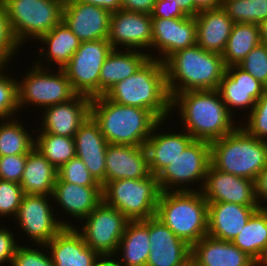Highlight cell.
<instances>
[{
	"instance_id": "obj_1",
	"label": "cell",
	"mask_w": 267,
	"mask_h": 266,
	"mask_svg": "<svg viewBox=\"0 0 267 266\" xmlns=\"http://www.w3.org/2000/svg\"><path fill=\"white\" fill-rule=\"evenodd\" d=\"M175 105L179 106L183 127L194 140L211 143L237 128L218 90L177 93L171 98V111Z\"/></svg>"
},
{
	"instance_id": "obj_2",
	"label": "cell",
	"mask_w": 267,
	"mask_h": 266,
	"mask_svg": "<svg viewBox=\"0 0 267 266\" xmlns=\"http://www.w3.org/2000/svg\"><path fill=\"white\" fill-rule=\"evenodd\" d=\"M164 66L171 98L184 91L217 90L226 72L222 55L198 45L174 52L164 61Z\"/></svg>"
},
{
	"instance_id": "obj_3",
	"label": "cell",
	"mask_w": 267,
	"mask_h": 266,
	"mask_svg": "<svg viewBox=\"0 0 267 266\" xmlns=\"http://www.w3.org/2000/svg\"><path fill=\"white\" fill-rule=\"evenodd\" d=\"M90 115L98 123L108 144L145 145L160 121L150 110L121 105L105 95L91 99Z\"/></svg>"
},
{
	"instance_id": "obj_4",
	"label": "cell",
	"mask_w": 267,
	"mask_h": 266,
	"mask_svg": "<svg viewBox=\"0 0 267 266\" xmlns=\"http://www.w3.org/2000/svg\"><path fill=\"white\" fill-rule=\"evenodd\" d=\"M109 100L152 111L160 120L171 112L164 62L149 58L133 75L116 83L105 94Z\"/></svg>"
},
{
	"instance_id": "obj_5",
	"label": "cell",
	"mask_w": 267,
	"mask_h": 266,
	"mask_svg": "<svg viewBox=\"0 0 267 266\" xmlns=\"http://www.w3.org/2000/svg\"><path fill=\"white\" fill-rule=\"evenodd\" d=\"M210 162L219 171L255 180L267 167V141L250 135L244 126L210 143Z\"/></svg>"
},
{
	"instance_id": "obj_6",
	"label": "cell",
	"mask_w": 267,
	"mask_h": 266,
	"mask_svg": "<svg viewBox=\"0 0 267 266\" xmlns=\"http://www.w3.org/2000/svg\"><path fill=\"white\" fill-rule=\"evenodd\" d=\"M156 217L191 247L208 232V202L201 190L162 191Z\"/></svg>"
},
{
	"instance_id": "obj_7",
	"label": "cell",
	"mask_w": 267,
	"mask_h": 266,
	"mask_svg": "<svg viewBox=\"0 0 267 266\" xmlns=\"http://www.w3.org/2000/svg\"><path fill=\"white\" fill-rule=\"evenodd\" d=\"M161 192L157 176L151 173L142 179L113 180L102 187L103 202L129 221L156 216Z\"/></svg>"
},
{
	"instance_id": "obj_8",
	"label": "cell",
	"mask_w": 267,
	"mask_h": 266,
	"mask_svg": "<svg viewBox=\"0 0 267 266\" xmlns=\"http://www.w3.org/2000/svg\"><path fill=\"white\" fill-rule=\"evenodd\" d=\"M11 32L21 45L31 37L39 39L62 21L64 0H1Z\"/></svg>"
},
{
	"instance_id": "obj_9",
	"label": "cell",
	"mask_w": 267,
	"mask_h": 266,
	"mask_svg": "<svg viewBox=\"0 0 267 266\" xmlns=\"http://www.w3.org/2000/svg\"><path fill=\"white\" fill-rule=\"evenodd\" d=\"M24 79L17 83L19 109L27 103L47 108L70 101L77 95L63 69L58 68V73H47L40 61Z\"/></svg>"
},
{
	"instance_id": "obj_10",
	"label": "cell",
	"mask_w": 267,
	"mask_h": 266,
	"mask_svg": "<svg viewBox=\"0 0 267 266\" xmlns=\"http://www.w3.org/2000/svg\"><path fill=\"white\" fill-rule=\"evenodd\" d=\"M107 39L83 41L63 68L77 94L90 98L99 96L100 70L112 51Z\"/></svg>"
},
{
	"instance_id": "obj_11",
	"label": "cell",
	"mask_w": 267,
	"mask_h": 266,
	"mask_svg": "<svg viewBox=\"0 0 267 266\" xmlns=\"http://www.w3.org/2000/svg\"><path fill=\"white\" fill-rule=\"evenodd\" d=\"M83 220L86 222L78 232L86 245L102 258L113 257L129 220L103 201Z\"/></svg>"
},
{
	"instance_id": "obj_12",
	"label": "cell",
	"mask_w": 267,
	"mask_h": 266,
	"mask_svg": "<svg viewBox=\"0 0 267 266\" xmlns=\"http://www.w3.org/2000/svg\"><path fill=\"white\" fill-rule=\"evenodd\" d=\"M210 162V143L203 140H193L184 151L158 175V183L161 191H169L177 186L182 187L173 189L174 191H198L191 190L186 183L201 180L204 186L206 174ZM173 187V188H172ZM170 188V189H169Z\"/></svg>"
},
{
	"instance_id": "obj_13",
	"label": "cell",
	"mask_w": 267,
	"mask_h": 266,
	"mask_svg": "<svg viewBox=\"0 0 267 266\" xmlns=\"http://www.w3.org/2000/svg\"><path fill=\"white\" fill-rule=\"evenodd\" d=\"M47 198L48 195L24 194L15 216L23 231L40 246L48 243L63 227H72L70 223L55 219Z\"/></svg>"
},
{
	"instance_id": "obj_14",
	"label": "cell",
	"mask_w": 267,
	"mask_h": 266,
	"mask_svg": "<svg viewBox=\"0 0 267 266\" xmlns=\"http://www.w3.org/2000/svg\"><path fill=\"white\" fill-rule=\"evenodd\" d=\"M111 12L76 0H64L62 21L83 41L107 39Z\"/></svg>"
},
{
	"instance_id": "obj_15",
	"label": "cell",
	"mask_w": 267,
	"mask_h": 266,
	"mask_svg": "<svg viewBox=\"0 0 267 266\" xmlns=\"http://www.w3.org/2000/svg\"><path fill=\"white\" fill-rule=\"evenodd\" d=\"M203 190L208 203H235L244 206H260L256 200L254 181L208 167Z\"/></svg>"
},
{
	"instance_id": "obj_16",
	"label": "cell",
	"mask_w": 267,
	"mask_h": 266,
	"mask_svg": "<svg viewBox=\"0 0 267 266\" xmlns=\"http://www.w3.org/2000/svg\"><path fill=\"white\" fill-rule=\"evenodd\" d=\"M107 40L113 49L118 45L128 50L150 48L152 45L151 14L131 12L123 9L113 12L110 18Z\"/></svg>"
},
{
	"instance_id": "obj_17",
	"label": "cell",
	"mask_w": 267,
	"mask_h": 266,
	"mask_svg": "<svg viewBox=\"0 0 267 266\" xmlns=\"http://www.w3.org/2000/svg\"><path fill=\"white\" fill-rule=\"evenodd\" d=\"M197 45V26L195 17L152 18V45L164 55L156 57L164 62L174 52Z\"/></svg>"
},
{
	"instance_id": "obj_18",
	"label": "cell",
	"mask_w": 267,
	"mask_h": 266,
	"mask_svg": "<svg viewBox=\"0 0 267 266\" xmlns=\"http://www.w3.org/2000/svg\"><path fill=\"white\" fill-rule=\"evenodd\" d=\"M149 240L146 266H182L191 259V246L156 216L149 218Z\"/></svg>"
},
{
	"instance_id": "obj_19",
	"label": "cell",
	"mask_w": 267,
	"mask_h": 266,
	"mask_svg": "<svg viewBox=\"0 0 267 266\" xmlns=\"http://www.w3.org/2000/svg\"><path fill=\"white\" fill-rule=\"evenodd\" d=\"M73 138L76 156L84 162L90 174L103 187L105 185V156L108 142L91 115L80 125Z\"/></svg>"
},
{
	"instance_id": "obj_20",
	"label": "cell",
	"mask_w": 267,
	"mask_h": 266,
	"mask_svg": "<svg viewBox=\"0 0 267 266\" xmlns=\"http://www.w3.org/2000/svg\"><path fill=\"white\" fill-rule=\"evenodd\" d=\"M91 99L89 96L77 94L70 101L47 107L43 113L41 131L73 138L90 115Z\"/></svg>"
},
{
	"instance_id": "obj_21",
	"label": "cell",
	"mask_w": 267,
	"mask_h": 266,
	"mask_svg": "<svg viewBox=\"0 0 267 266\" xmlns=\"http://www.w3.org/2000/svg\"><path fill=\"white\" fill-rule=\"evenodd\" d=\"M50 248L54 266H96L102 257L83 240L75 227H63L43 247Z\"/></svg>"
},
{
	"instance_id": "obj_22",
	"label": "cell",
	"mask_w": 267,
	"mask_h": 266,
	"mask_svg": "<svg viewBox=\"0 0 267 266\" xmlns=\"http://www.w3.org/2000/svg\"><path fill=\"white\" fill-rule=\"evenodd\" d=\"M105 184L120 179H142L150 174L145 146L108 144Z\"/></svg>"
},
{
	"instance_id": "obj_23",
	"label": "cell",
	"mask_w": 267,
	"mask_h": 266,
	"mask_svg": "<svg viewBox=\"0 0 267 266\" xmlns=\"http://www.w3.org/2000/svg\"><path fill=\"white\" fill-rule=\"evenodd\" d=\"M266 87L238 65L226 67L218 91L229 112L231 107L253 109Z\"/></svg>"
},
{
	"instance_id": "obj_24",
	"label": "cell",
	"mask_w": 267,
	"mask_h": 266,
	"mask_svg": "<svg viewBox=\"0 0 267 266\" xmlns=\"http://www.w3.org/2000/svg\"><path fill=\"white\" fill-rule=\"evenodd\" d=\"M259 208L260 206H244L227 202L208 203L207 235L232 241Z\"/></svg>"
},
{
	"instance_id": "obj_25",
	"label": "cell",
	"mask_w": 267,
	"mask_h": 266,
	"mask_svg": "<svg viewBox=\"0 0 267 266\" xmlns=\"http://www.w3.org/2000/svg\"><path fill=\"white\" fill-rule=\"evenodd\" d=\"M195 266H255V261L231 241L202 237L191 247Z\"/></svg>"
},
{
	"instance_id": "obj_26",
	"label": "cell",
	"mask_w": 267,
	"mask_h": 266,
	"mask_svg": "<svg viewBox=\"0 0 267 266\" xmlns=\"http://www.w3.org/2000/svg\"><path fill=\"white\" fill-rule=\"evenodd\" d=\"M195 19L197 45L208 52L222 55L234 22L222 7L201 10Z\"/></svg>"
},
{
	"instance_id": "obj_27",
	"label": "cell",
	"mask_w": 267,
	"mask_h": 266,
	"mask_svg": "<svg viewBox=\"0 0 267 266\" xmlns=\"http://www.w3.org/2000/svg\"><path fill=\"white\" fill-rule=\"evenodd\" d=\"M163 120H160L152 134L145 142L148 167L151 174L157 176L165 167L172 163L184 149L194 140L187 132L181 134H155Z\"/></svg>"
},
{
	"instance_id": "obj_28",
	"label": "cell",
	"mask_w": 267,
	"mask_h": 266,
	"mask_svg": "<svg viewBox=\"0 0 267 266\" xmlns=\"http://www.w3.org/2000/svg\"><path fill=\"white\" fill-rule=\"evenodd\" d=\"M52 197L69 216L83 220L103 201L102 186H81L56 181Z\"/></svg>"
},
{
	"instance_id": "obj_29",
	"label": "cell",
	"mask_w": 267,
	"mask_h": 266,
	"mask_svg": "<svg viewBox=\"0 0 267 266\" xmlns=\"http://www.w3.org/2000/svg\"><path fill=\"white\" fill-rule=\"evenodd\" d=\"M139 50L120 52L112 49L100 70L99 96L104 95L116 83L133 75L152 55Z\"/></svg>"
},
{
	"instance_id": "obj_30",
	"label": "cell",
	"mask_w": 267,
	"mask_h": 266,
	"mask_svg": "<svg viewBox=\"0 0 267 266\" xmlns=\"http://www.w3.org/2000/svg\"><path fill=\"white\" fill-rule=\"evenodd\" d=\"M56 180L57 168L34 147L27 154L25 169L20 182L23 193L52 197Z\"/></svg>"
},
{
	"instance_id": "obj_31",
	"label": "cell",
	"mask_w": 267,
	"mask_h": 266,
	"mask_svg": "<svg viewBox=\"0 0 267 266\" xmlns=\"http://www.w3.org/2000/svg\"><path fill=\"white\" fill-rule=\"evenodd\" d=\"M118 250L123 252V258L118 262L122 266H146L150 254L149 218L128 221Z\"/></svg>"
},
{
	"instance_id": "obj_32",
	"label": "cell",
	"mask_w": 267,
	"mask_h": 266,
	"mask_svg": "<svg viewBox=\"0 0 267 266\" xmlns=\"http://www.w3.org/2000/svg\"><path fill=\"white\" fill-rule=\"evenodd\" d=\"M38 40L45 43L48 49L45 51L42 48L40 56L45 55L46 57L47 55V58L50 61H54L59 66V69H63L69 63L81 43L78 37L63 21L56 25L50 32L43 34ZM44 52L46 53L44 54Z\"/></svg>"
},
{
	"instance_id": "obj_33",
	"label": "cell",
	"mask_w": 267,
	"mask_h": 266,
	"mask_svg": "<svg viewBox=\"0 0 267 266\" xmlns=\"http://www.w3.org/2000/svg\"><path fill=\"white\" fill-rule=\"evenodd\" d=\"M255 262L267 244V207H260L231 241Z\"/></svg>"
},
{
	"instance_id": "obj_34",
	"label": "cell",
	"mask_w": 267,
	"mask_h": 266,
	"mask_svg": "<svg viewBox=\"0 0 267 266\" xmlns=\"http://www.w3.org/2000/svg\"><path fill=\"white\" fill-rule=\"evenodd\" d=\"M260 43L259 24L234 23L222 54L226 67L238 65Z\"/></svg>"
},
{
	"instance_id": "obj_35",
	"label": "cell",
	"mask_w": 267,
	"mask_h": 266,
	"mask_svg": "<svg viewBox=\"0 0 267 266\" xmlns=\"http://www.w3.org/2000/svg\"><path fill=\"white\" fill-rule=\"evenodd\" d=\"M39 135V136H38ZM35 148L57 169L76 156L74 138L41 132Z\"/></svg>"
},
{
	"instance_id": "obj_36",
	"label": "cell",
	"mask_w": 267,
	"mask_h": 266,
	"mask_svg": "<svg viewBox=\"0 0 267 266\" xmlns=\"http://www.w3.org/2000/svg\"><path fill=\"white\" fill-rule=\"evenodd\" d=\"M25 130L12 118L0 126V156L28 154L35 147V140Z\"/></svg>"
},
{
	"instance_id": "obj_37",
	"label": "cell",
	"mask_w": 267,
	"mask_h": 266,
	"mask_svg": "<svg viewBox=\"0 0 267 266\" xmlns=\"http://www.w3.org/2000/svg\"><path fill=\"white\" fill-rule=\"evenodd\" d=\"M221 7L234 23L260 24L267 19V0H222Z\"/></svg>"
},
{
	"instance_id": "obj_38",
	"label": "cell",
	"mask_w": 267,
	"mask_h": 266,
	"mask_svg": "<svg viewBox=\"0 0 267 266\" xmlns=\"http://www.w3.org/2000/svg\"><path fill=\"white\" fill-rule=\"evenodd\" d=\"M81 186H101L90 174L84 162L75 156L57 169V180Z\"/></svg>"
},
{
	"instance_id": "obj_39",
	"label": "cell",
	"mask_w": 267,
	"mask_h": 266,
	"mask_svg": "<svg viewBox=\"0 0 267 266\" xmlns=\"http://www.w3.org/2000/svg\"><path fill=\"white\" fill-rule=\"evenodd\" d=\"M240 68L252 75L267 88V46L259 44L254 47L238 64Z\"/></svg>"
},
{
	"instance_id": "obj_40",
	"label": "cell",
	"mask_w": 267,
	"mask_h": 266,
	"mask_svg": "<svg viewBox=\"0 0 267 266\" xmlns=\"http://www.w3.org/2000/svg\"><path fill=\"white\" fill-rule=\"evenodd\" d=\"M249 113V122L244 129L257 139L267 141V88Z\"/></svg>"
},
{
	"instance_id": "obj_41",
	"label": "cell",
	"mask_w": 267,
	"mask_h": 266,
	"mask_svg": "<svg viewBox=\"0 0 267 266\" xmlns=\"http://www.w3.org/2000/svg\"><path fill=\"white\" fill-rule=\"evenodd\" d=\"M4 69L0 70V119L5 120L19 110L18 107V93L17 81L2 73Z\"/></svg>"
},
{
	"instance_id": "obj_42",
	"label": "cell",
	"mask_w": 267,
	"mask_h": 266,
	"mask_svg": "<svg viewBox=\"0 0 267 266\" xmlns=\"http://www.w3.org/2000/svg\"><path fill=\"white\" fill-rule=\"evenodd\" d=\"M23 195L19 183L0 179V216H16Z\"/></svg>"
},
{
	"instance_id": "obj_43",
	"label": "cell",
	"mask_w": 267,
	"mask_h": 266,
	"mask_svg": "<svg viewBox=\"0 0 267 266\" xmlns=\"http://www.w3.org/2000/svg\"><path fill=\"white\" fill-rule=\"evenodd\" d=\"M26 159L27 154L0 156V179L20 184Z\"/></svg>"
},
{
	"instance_id": "obj_44",
	"label": "cell",
	"mask_w": 267,
	"mask_h": 266,
	"mask_svg": "<svg viewBox=\"0 0 267 266\" xmlns=\"http://www.w3.org/2000/svg\"><path fill=\"white\" fill-rule=\"evenodd\" d=\"M11 266H54V264L47 253L21 245L16 248Z\"/></svg>"
},
{
	"instance_id": "obj_45",
	"label": "cell",
	"mask_w": 267,
	"mask_h": 266,
	"mask_svg": "<svg viewBox=\"0 0 267 266\" xmlns=\"http://www.w3.org/2000/svg\"><path fill=\"white\" fill-rule=\"evenodd\" d=\"M20 45L11 32L4 3L0 0V54L9 61Z\"/></svg>"
},
{
	"instance_id": "obj_46",
	"label": "cell",
	"mask_w": 267,
	"mask_h": 266,
	"mask_svg": "<svg viewBox=\"0 0 267 266\" xmlns=\"http://www.w3.org/2000/svg\"><path fill=\"white\" fill-rule=\"evenodd\" d=\"M152 18H184L187 17L173 1L157 0L151 12Z\"/></svg>"
},
{
	"instance_id": "obj_47",
	"label": "cell",
	"mask_w": 267,
	"mask_h": 266,
	"mask_svg": "<svg viewBox=\"0 0 267 266\" xmlns=\"http://www.w3.org/2000/svg\"><path fill=\"white\" fill-rule=\"evenodd\" d=\"M16 243L17 241H15L12 232L6 230L4 227L0 228V264L5 261H9L11 264L16 248L18 247Z\"/></svg>"
},
{
	"instance_id": "obj_48",
	"label": "cell",
	"mask_w": 267,
	"mask_h": 266,
	"mask_svg": "<svg viewBox=\"0 0 267 266\" xmlns=\"http://www.w3.org/2000/svg\"><path fill=\"white\" fill-rule=\"evenodd\" d=\"M157 0H120L121 9L151 14Z\"/></svg>"
},
{
	"instance_id": "obj_49",
	"label": "cell",
	"mask_w": 267,
	"mask_h": 266,
	"mask_svg": "<svg viewBox=\"0 0 267 266\" xmlns=\"http://www.w3.org/2000/svg\"><path fill=\"white\" fill-rule=\"evenodd\" d=\"M254 188L258 204L260 205V207H265L266 205H261L260 200H267V167H265L255 178Z\"/></svg>"
},
{
	"instance_id": "obj_50",
	"label": "cell",
	"mask_w": 267,
	"mask_h": 266,
	"mask_svg": "<svg viewBox=\"0 0 267 266\" xmlns=\"http://www.w3.org/2000/svg\"><path fill=\"white\" fill-rule=\"evenodd\" d=\"M86 4H93L95 6H100L111 13L117 12L121 9L120 0H76Z\"/></svg>"
},
{
	"instance_id": "obj_51",
	"label": "cell",
	"mask_w": 267,
	"mask_h": 266,
	"mask_svg": "<svg viewBox=\"0 0 267 266\" xmlns=\"http://www.w3.org/2000/svg\"><path fill=\"white\" fill-rule=\"evenodd\" d=\"M173 1L176 5L179 6L181 11L189 17H195L200 10L195 6L194 0H167Z\"/></svg>"
},
{
	"instance_id": "obj_52",
	"label": "cell",
	"mask_w": 267,
	"mask_h": 266,
	"mask_svg": "<svg viewBox=\"0 0 267 266\" xmlns=\"http://www.w3.org/2000/svg\"><path fill=\"white\" fill-rule=\"evenodd\" d=\"M195 6L201 10L221 7L222 0H194Z\"/></svg>"
},
{
	"instance_id": "obj_53",
	"label": "cell",
	"mask_w": 267,
	"mask_h": 266,
	"mask_svg": "<svg viewBox=\"0 0 267 266\" xmlns=\"http://www.w3.org/2000/svg\"><path fill=\"white\" fill-rule=\"evenodd\" d=\"M261 44L267 46V19L259 24Z\"/></svg>"
},
{
	"instance_id": "obj_54",
	"label": "cell",
	"mask_w": 267,
	"mask_h": 266,
	"mask_svg": "<svg viewBox=\"0 0 267 266\" xmlns=\"http://www.w3.org/2000/svg\"><path fill=\"white\" fill-rule=\"evenodd\" d=\"M110 257L102 258L96 266H122L117 262V260Z\"/></svg>"
},
{
	"instance_id": "obj_55",
	"label": "cell",
	"mask_w": 267,
	"mask_h": 266,
	"mask_svg": "<svg viewBox=\"0 0 267 266\" xmlns=\"http://www.w3.org/2000/svg\"><path fill=\"white\" fill-rule=\"evenodd\" d=\"M255 266H267V244L263 249L260 257L255 262Z\"/></svg>"
},
{
	"instance_id": "obj_56",
	"label": "cell",
	"mask_w": 267,
	"mask_h": 266,
	"mask_svg": "<svg viewBox=\"0 0 267 266\" xmlns=\"http://www.w3.org/2000/svg\"><path fill=\"white\" fill-rule=\"evenodd\" d=\"M6 62L8 63V61L0 54V70L7 66Z\"/></svg>"
},
{
	"instance_id": "obj_57",
	"label": "cell",
	"mask_w": 267,
	"mask_h": 266,
	"mask_svg": "<svg viewBox=\"0 0 267 266\" xmlns=\"http://www.w3.org/2000/svg\"><path fill=\"white\" fill-rule=\"evenodd\" d=\"M182 266H195V262L192 260V259H190L189 261H187L184 265H182Z\"/></svg>"
}]
</instances>
